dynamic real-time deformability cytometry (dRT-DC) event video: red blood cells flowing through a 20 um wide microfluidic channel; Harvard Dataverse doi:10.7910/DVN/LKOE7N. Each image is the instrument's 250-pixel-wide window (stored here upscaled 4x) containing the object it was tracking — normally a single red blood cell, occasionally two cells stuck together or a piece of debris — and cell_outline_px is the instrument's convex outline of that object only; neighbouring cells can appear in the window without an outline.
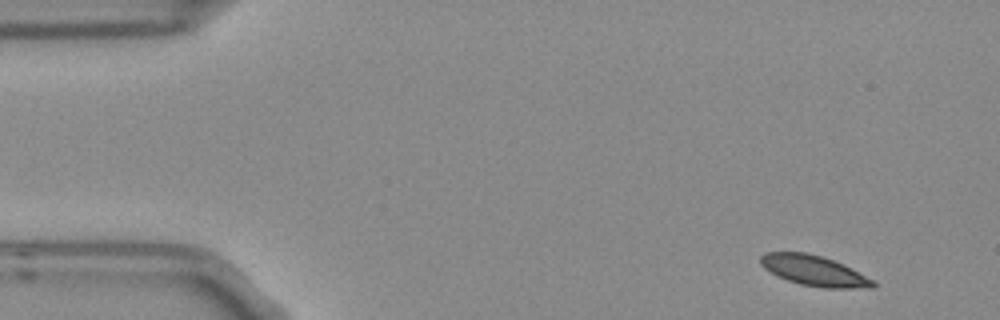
{"species": "Egyptian fruit bat (a non-hibernating species)", "species_latin": "Rousettus aegyptiacus", "temperature_condition": "room temperature", "stored_images_in_passage": 5, "camera_frame_rate_fps": 3000, "um_per_image_px": 0.085, "frame": {"image": 1, "passage_image": 1, "time_ms": 0.0, "image_size_px": [1000, 320], "cell_outline_px": [[876, 288], [824, 288], [800, 284], [776, 276], [764, 268], [760, 264], [760, 256], [764, 252], [804, 252], [820, 256], [844, 264], [852, 268], [872, 280], [876, 284]], "centroid_in_image_um": [69.17, 23.01], "position_along_channel_um": 15.8, "area_um2": 19.88}}
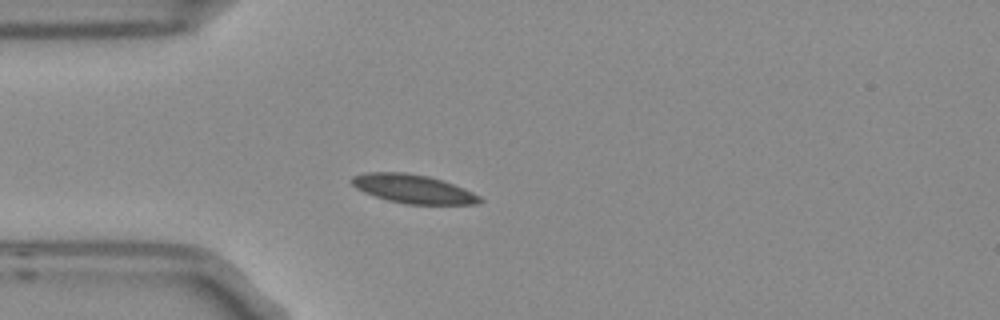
{"frame": {"image": 2, "passage_image": 4, "time_ms": 1.0, "image_size_px": [1000, 320], "cell_outline_px": [[484, 200], [476, 204], [404, 204], [388, 200], [364, 192], [356, 188], [348, 180], [352, 176], [364, 172], [404, 172], [428, 176], [464, 188], [480, 196]], "centroid_in_image_um": [35.08, 16.05], "position_along_channel_um": 49.9, "area_um2": 21.39}}